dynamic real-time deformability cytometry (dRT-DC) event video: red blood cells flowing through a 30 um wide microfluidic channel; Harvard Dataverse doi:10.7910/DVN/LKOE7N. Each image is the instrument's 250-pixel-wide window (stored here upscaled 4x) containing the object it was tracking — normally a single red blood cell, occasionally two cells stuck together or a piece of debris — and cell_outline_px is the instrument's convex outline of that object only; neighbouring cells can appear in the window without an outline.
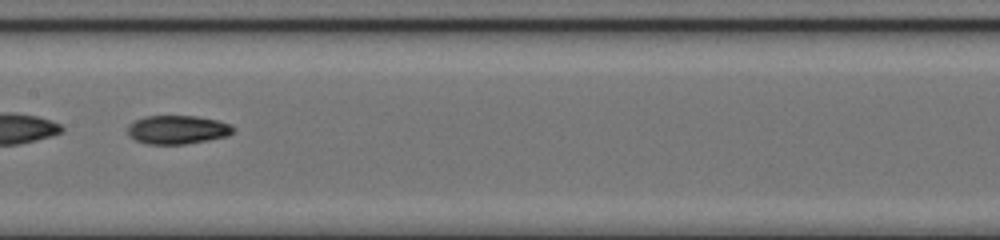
{"species": "common noctule bat (a hibernating species)", "species_latin": "Nyctalus noctula", "temperature_condition": "cold", "stored_images_in_passage": 33, "camera_frame_rate_fps": 3000, "um_per_image_px": 0.085, "animal": {"sex": "female", "body_mass_g": 17.0, "forearm_length_mm": 48.0}, "frame": {"image": 1, "passage_image": 10, "time_ms": 3.0, "image_size_px": [1000, 240], "cell_outline_px": [[236, 128], [228, 136], [208, 140], [184, 144], [148, 144], [136, 140], [128, 136], [128, 124], [144, 116], [196, 116], [216, 120], [232, 124]], "centroid_in_image_um": [15.09, 11.02], "position_along_channel_um": 192.3, "area_um2": 17.69}}
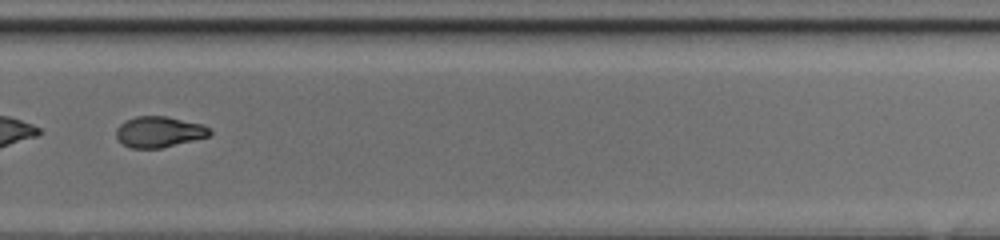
{"frame": {"image": 2, "passage_image": 19, "time_ms": 6.0, "image_size_px": [1000, 240], "cell_outline_px": [[212, 132], [208, 136], [160, 148], [132, 148], [116, 140], [116, 128], [124, 120], [136, 116], [168, 116], [204, 124], [212, 128]], "centroid_in_image_um": [13.51, 11.19], "position_along_channel_um": 316.3, "area_um2": 16.99}, "authors_computed_cell_mechanics": {"area_um2": 17.6868, "velocity_mm_per_s": 4.1548, "shape_relaxation_time_tau1_ms": null, "shape_relaxation_time_tau2_ms": 2.4296, "deformation_change_tau1": null, "deformation_change_tau2": 0.0746}}